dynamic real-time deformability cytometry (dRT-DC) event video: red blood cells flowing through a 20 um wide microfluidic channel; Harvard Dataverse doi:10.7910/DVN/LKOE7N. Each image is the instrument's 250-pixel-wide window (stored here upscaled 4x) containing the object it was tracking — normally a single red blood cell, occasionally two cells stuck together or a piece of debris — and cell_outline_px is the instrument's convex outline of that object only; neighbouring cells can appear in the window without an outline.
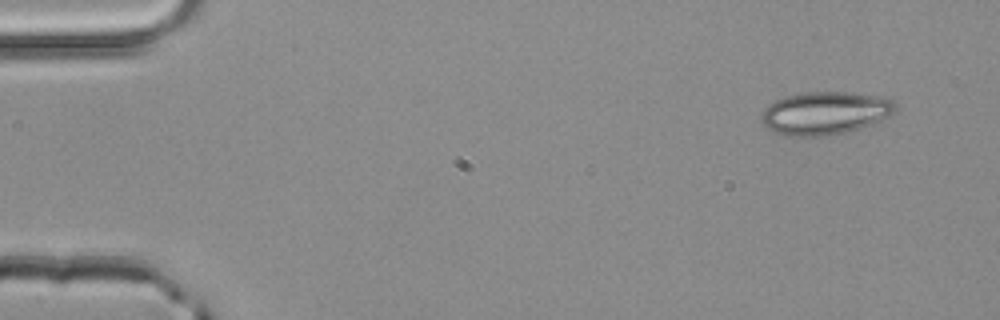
{"species": "common noctule bat (a hibernating species)", "species_latin": "Nyctalus noctula", "temperature_condition": "room temperature", "stored_images_in_passage": 47, "camera_frame_rate_fps": 3000, "um_per_image_px": 0.085, "animal": {"sex": "male", "body_mass_g": 20.4}, "frame": {"image": 1, "passage_image": 1, "time_ms": 0.0, "image_size_px": [1000, 320], "cell_outline_px": [[896, 112], [872, 124], [860, 128], [828, 136], [784, 136], [768, 128], [760, 120], [764, 108], [768, 104], [776, 100], [788, 96], [804, 92], [848, 92], [884, 96], [892, 100], [896, 104]], "centroid_in_image_um": [70.15, 9.61], "position_along_channel_um": 14.9, "area_um2": 33.64}}
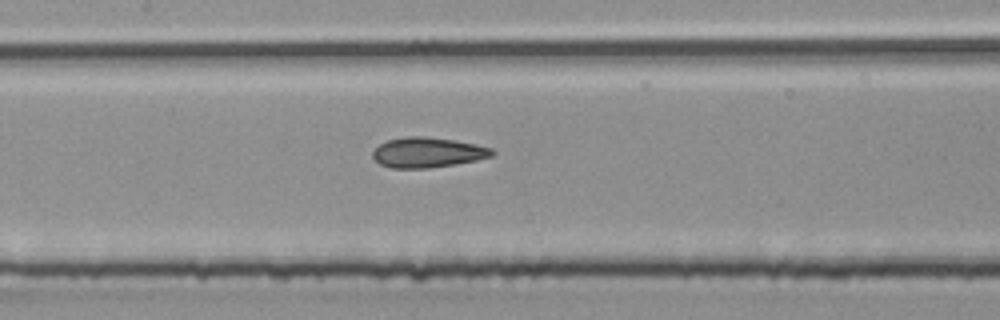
{"frame": {"image": 2, "passage_image": 21, "time_ms": 6.667, "image_size_px": [1000, 320], "cell_outline_px": [[496, 152], [492, 156], [476, 160], [428, 168], [392, 168], [380, 164], [372, 156], [372, 152], [380, 144], [388, 140], [404, 136], [424, 136], [456, 140], [476, 144], [492, 148]], "centroid_in_image_um": [36.35, 12.95], "position_along_channel_um": 171.0, "area_um2": 20.92}}
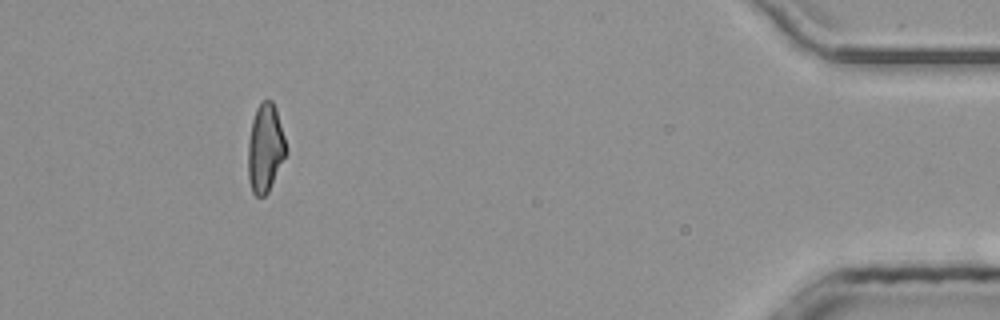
{"frame": {"image": 3, "passage_image": 43, "time_ms": 14.0, "image_size_px": [1000, 320], "cell_outline_px": [[288, 152], [268, 192], [264, 196], [256, 196], [252, 192], [248, 180], [248, 140], [252, 120], [256, 108], [264, 100], [272, 100], [276, 108], [288, 148]], "centroid_in_image_um": [22.55, 12.6], "position_along_channel_um": 412.6, "area_um2": 19.83}, "authors_computed_cell_mechanics": {"area_um2": 20.5768, "velocity_mm_per_s": 4.1896, "shape_relaxation_time_tau1_ms": 9.7253, "shape_relaxation_time_tau2_ms": 2.2752, "deformation_change_tau1": 0.2033, "deformation_change_tau2": 0.097}}